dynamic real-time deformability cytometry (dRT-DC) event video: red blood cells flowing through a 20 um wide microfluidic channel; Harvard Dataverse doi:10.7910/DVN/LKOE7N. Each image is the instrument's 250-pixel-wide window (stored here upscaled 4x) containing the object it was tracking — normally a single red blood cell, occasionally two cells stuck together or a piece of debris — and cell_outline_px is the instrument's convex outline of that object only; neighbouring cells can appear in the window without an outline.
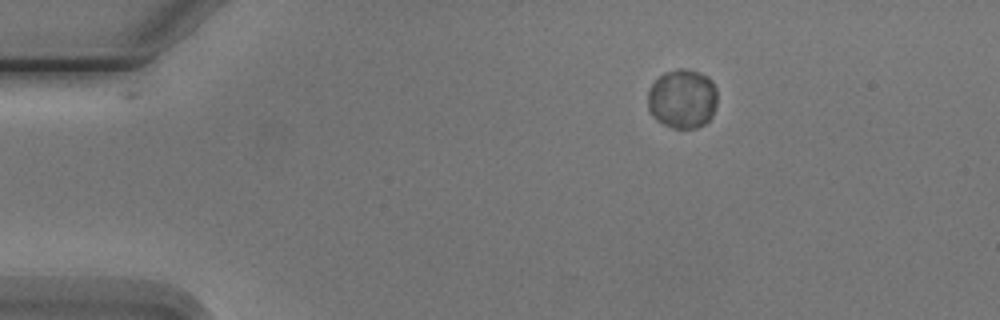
{"species": "Egyptian fruit bat (a non-hibernating species)", "species_latin": "Rousettus aegyptiacus", "temperature_condition": "cold", "stored_images_in_passage": 4, "segment_of_instrument_passage": [1, 2], "camera_frame_rate_fps": 3000, "um_per_image_px": 0.085, "animal": {"sex": "male"}, "frame": {"image": 1, "passage_image": 1, "time_ms": 0.0, "image_size_px": [1000, 320], "cell_outline_px": [[716, 104], [712, 116], [704, 124], [696, 128], [672, 128], [656, 120], [652, 116], [648, 108], [648, 92], [652, 84], [664, 72], [676, 68], [684, 68], [700, 72], [708, 76], [712, 80], [716, 88]], "centroid_in_image_um": [58.01, 8.38], "position_along_channel_um": 27.0, "area_um2": 24.22}}